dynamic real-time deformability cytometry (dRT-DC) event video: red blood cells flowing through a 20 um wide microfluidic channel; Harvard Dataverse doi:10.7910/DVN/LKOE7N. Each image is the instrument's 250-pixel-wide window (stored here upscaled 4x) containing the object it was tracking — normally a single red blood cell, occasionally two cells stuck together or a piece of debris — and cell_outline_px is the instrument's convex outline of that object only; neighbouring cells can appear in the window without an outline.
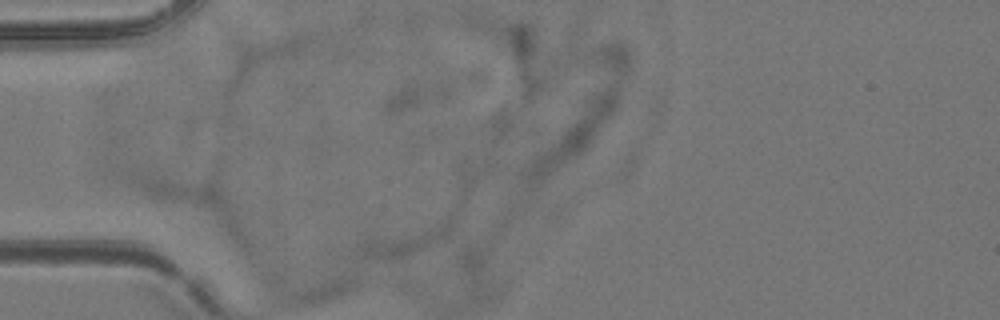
{"species": "common noctule bat (a hibernating species)", "species_latin": "Nyctalus noctula", "temperature_condition": "room temperature", "stored_images_in_passage": 3, "camera_frame_rate_fps": 3000, "um_per_image_px": 0.085, "animal": {"sex": "female", "body_mass_g": 24.6, "forearm_length_mm": 56.2}, "frame": {"image": 1, "passage_image": 1, "time_ms": 0.0, "image_size_px": [1000, 320], "cell_outline_px": [[496, 296], [492, 300], [476, 304], [468, 300], [460, 268], [460, 256], [468, 248], [476, 248], [488, 252]], "centroid_in_image_um": [40.58, 23.43], "position_along_channel_um": 44.4, "area_um2": 10.98}}